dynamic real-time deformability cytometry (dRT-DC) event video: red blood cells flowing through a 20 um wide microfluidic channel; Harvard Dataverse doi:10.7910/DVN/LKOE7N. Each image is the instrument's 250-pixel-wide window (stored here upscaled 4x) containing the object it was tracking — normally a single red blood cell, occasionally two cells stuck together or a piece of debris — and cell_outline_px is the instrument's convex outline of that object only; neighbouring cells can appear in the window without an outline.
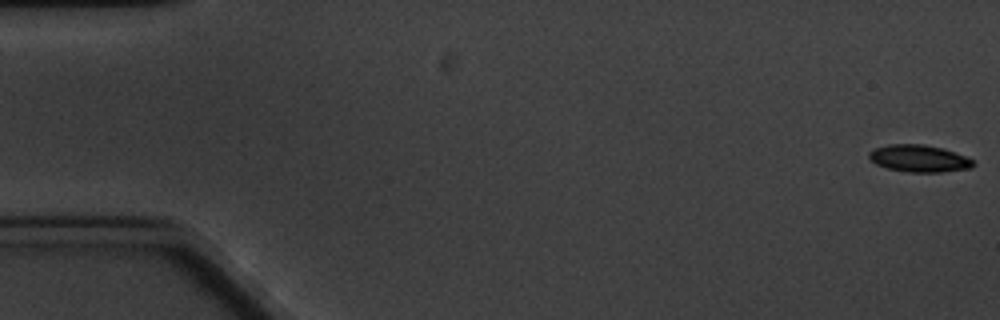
{"species": "common noctule bat (a hibernating species)", "species_latin": "Nyctalus noctula", "temperature_condition": "cold", "stored_images_in_passage": 7, "camera_frame_rate_fps": 3000, "um_per_image_px": 0.085, "animal": {"sex": "male", "body_mass_g": 20.1, "forearm_length_mm": 53.5}, "frame": {"image": 1, "passage_image": 1, "time_ms": 0.0, "image_size_px": [1000, 320], "cell_outline_px": [[976, 164], [972, 168], [940, 172], [908, 172], [888, 168], [876, 164], [868, 156], [868, 152], [876, 148], [888, 144], [924, 144], [944, 148], [956, 152], [972, 160]], "centroid_in_image_um": [78.14, 13.46], "position_along_channel_um": 6.9, "area_um2": 16.47}}